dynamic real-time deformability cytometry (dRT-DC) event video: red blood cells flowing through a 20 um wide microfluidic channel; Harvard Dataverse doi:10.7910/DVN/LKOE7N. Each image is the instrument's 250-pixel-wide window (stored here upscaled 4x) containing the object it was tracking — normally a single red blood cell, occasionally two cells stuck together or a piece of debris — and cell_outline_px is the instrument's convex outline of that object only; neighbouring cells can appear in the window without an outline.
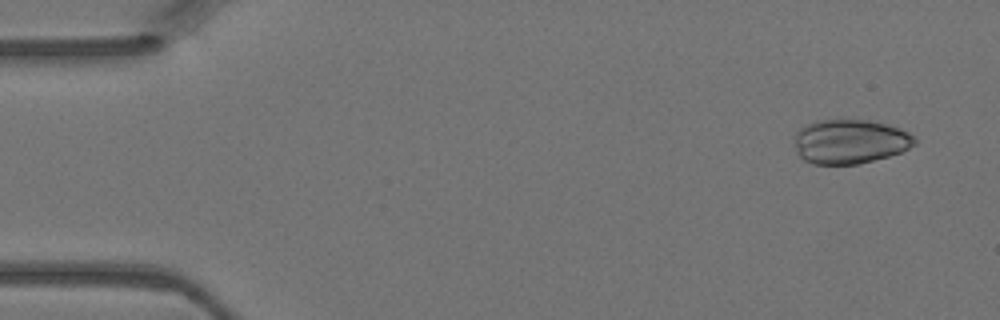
{"species": "Egyptian fruit bat (a non-hibernating species)", "species_latin": "Rousettus aegyptiacus", "temperature_condition": "warm", "stored_images_in_passage": 5, "camera_frame_rate_fps": 3000, "um_per_image_px": 0.085, "animal": {"sex": "female"}, "frame": {"image": 1, "passage_image": 1, "time_ms": 0.0, "image_size_px": [1000, 320], "cell_outline_px": [[916, 144], [900, 152], [888, 156], [860, 164], [816, 164], [804, 160], [800, 156], [796, 148], [796, 132], [800, 128], [816, 120], [868, 120], [888, 124], [900, 128], [916, 136]], "centroid_in_image_um": [72.29, 12.02], "position_along_channel_um": 12.7, "area_um2": 30.98}}
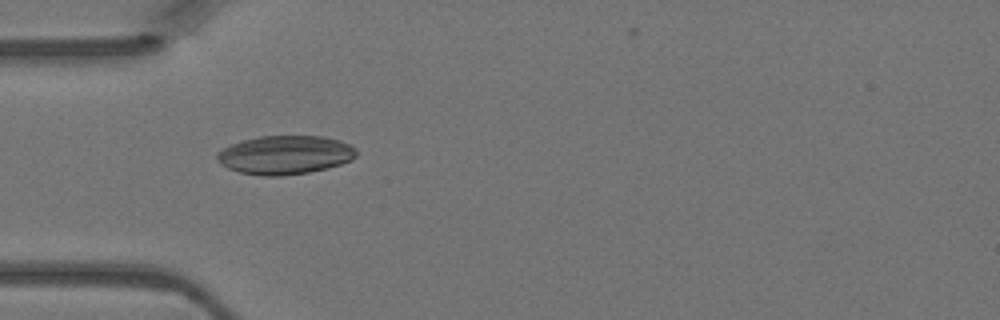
{"frame": {"image": 2, "passage_image": 4, "time_ms": 1.0, "image_size_px": [1000, 320], "cell_outline_px": [[356, 156], [352, 160], [340, 164], [308, 172], [280, 176], [264, 176], [240, 172], [228, 168], [220, 164], [216, 156], [216, 152], [232, 144], [244, 140], [260, 136], [324, 136], [340, 140], [356, 148]], "centroid_in_image_um": [24.23, 13.16], "position_along_channel_um": 60.8, "area_um2": 31.27}}
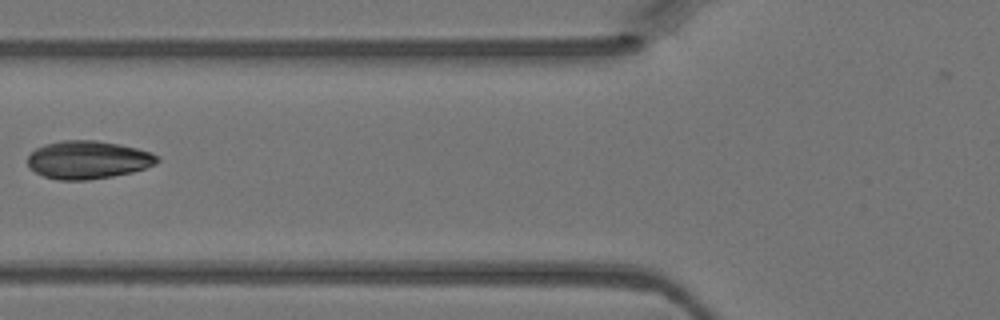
{"frame": {"image": 3, "passage_image": 5, "time_ms": 1.333, "image_size_px": [1000, 320], "cell_outline_px": [[160, 160], [156, 164], [132, 172], [112, 176], [88, 180], [60, 180], [44, 176], [28, 168], [28, 156], [36, 148], [44, 144], [60, 140], [96, 140], [120, 144], [152, 152], [160, 156]], "centroid_in_image_um": [7.49, 13.57], "position_along_channel_um": 118.3, "area_um2": 28.9}}